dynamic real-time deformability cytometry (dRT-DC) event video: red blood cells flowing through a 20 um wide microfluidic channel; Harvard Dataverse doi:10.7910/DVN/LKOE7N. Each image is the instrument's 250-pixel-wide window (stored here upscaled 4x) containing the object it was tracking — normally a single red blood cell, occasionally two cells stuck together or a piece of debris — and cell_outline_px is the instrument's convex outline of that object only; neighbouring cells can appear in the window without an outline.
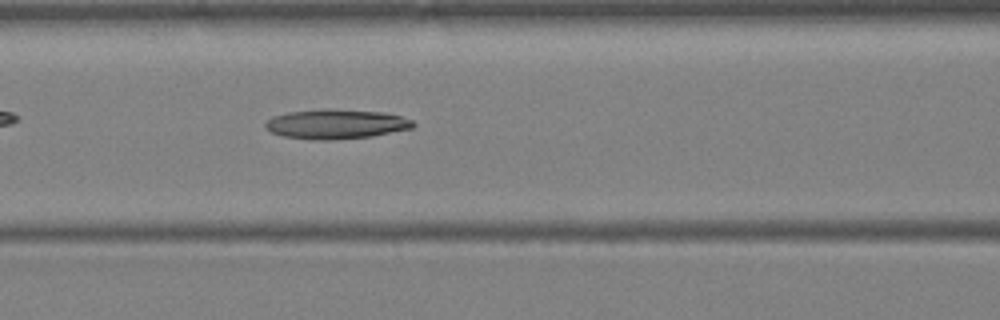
{"species": "Egyptian fruit bat (a non-hibernating species)", "species_latin": "Rousettus aegyptiacus", "temperature_condition": "warm", "stored_images_in_passage": 40, "camera_frame_rate_fps": 3000, "um_per_image_px": 0.085, "animal": {"sex": "female"}, "frame": {"image": 1, "passage_image": 18, "time_ms": 5.667, "image_size_px": [1000, 320], "cell_outline_px": [[416, 124], [412, 128], [372, 136], [332, 140], [312, 140], [284, 136], [272, 132], [264, 128], [264, 124], [272, 116], [288, 112], [328, 108], [332, 108], [384, 112], [400, 116], [412, 120]], "centroid_in_image_um": [28.55, 10.54], "position_along_channel_um": 138.0, "area_um2": 25.66}}
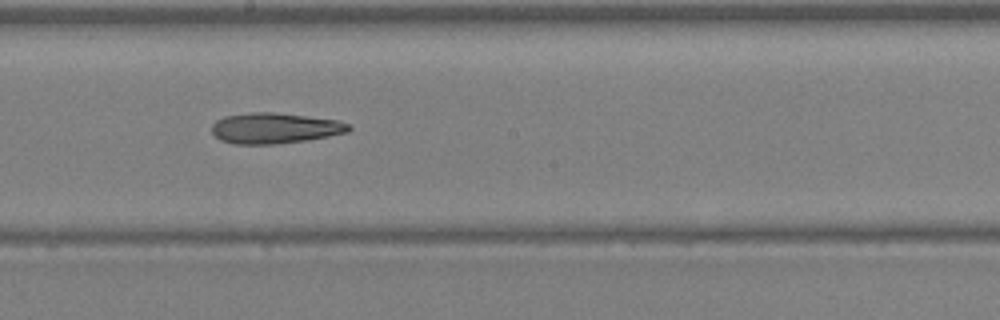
{"frame": {"image": 2, "passage_image": 23, "time_ms": 7.333, "image_size_px": [1000, 320], "cell_outline_px": [[352, 128], [348, 132], [328, 136], [304, 140], [272, 144], [236, 144], [220, 140], [212, 132], [212, 124], [216, 120], [224, 116], [252, 112], [276, 112], [340, 120], [348, 124]], "centroid_in_image_um": [23.35, 10.88], "position_along_channel_um": 224.8, "area_um2": 24.45}}
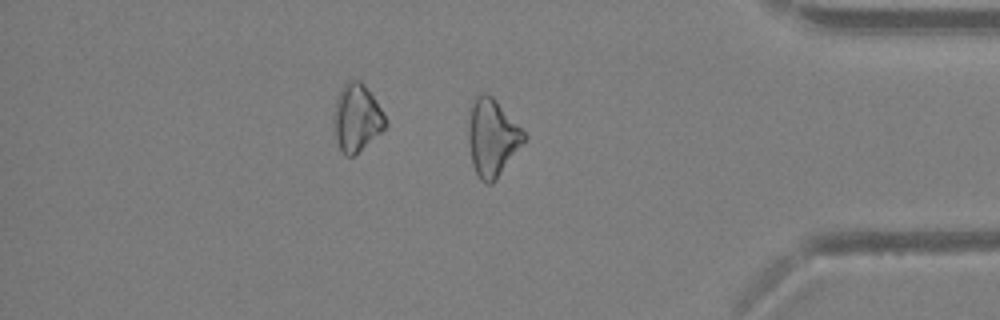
{"frame": {"image": 3, "passage_image": 34, "time_ms": 11.0, "image_size_px": [1000, 320], "cell_outline_px": [[528, 136], [496, 180], [492, 184], [484, 184], [480, 180], [472, 164], [468, 140], [468, 124], [472, 104], [476, 96], [480, 92], [484, 92], [492, 96], [496, 100]], "centroid_in_image_um": [41.82, 11.71], "position_along_channel_um": 393.4, "area_um2": 24.91}}